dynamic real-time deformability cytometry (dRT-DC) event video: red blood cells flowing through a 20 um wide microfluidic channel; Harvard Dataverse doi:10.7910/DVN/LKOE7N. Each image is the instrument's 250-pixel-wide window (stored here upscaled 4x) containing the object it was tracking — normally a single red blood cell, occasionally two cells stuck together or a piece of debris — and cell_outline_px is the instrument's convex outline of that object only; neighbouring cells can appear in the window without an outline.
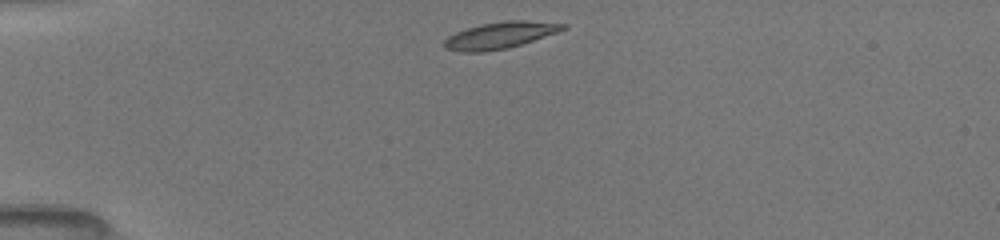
{"species": "common noctule bat (a hibernating species)", "species_latin": "Nyctalus noctula", "temperature_condition": "room temperature", "stored_images_in_passage": 4, "camera_frame_rate_fps": 3000, "um_per_image_px": 0.085, "animal": {"sex": "female", "body_mass_g": 19.5, "forearm_length_mm": 54.1}, "frame": {"image": 1, "passage_image": 1, "time_ms": 0.0, "image_size_px": [1000, 240], "cell_outline_px": [[568, 28], [508, 48], [484, 52], [460, 52], [444, 48], [444, 40], [448, 36], [456, 32], [480, 24], [504, 20], [528, 20], [568, 24]], "centroid_in_image_um": [42.48, 2.99], "position_along_channel_um": 42.5, "area_um2": 18.38}}
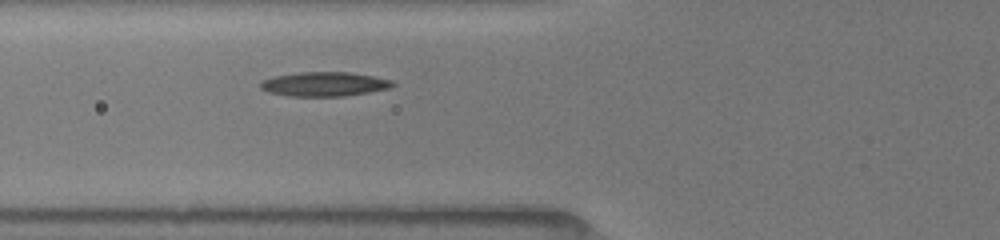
{"frame": {"image": 2, "passage_image": 4, "time_ms": 2.333, "image_size_px": [1000, 240], "cell_outline_px": [[396, 84], [392, 88], [344, 96], [288, 96], [268, 92], [260, 88], [260, 84], [264, 80], [276, 76], [300, 72], [348, 72], [372, 76], [392, 80]], "centroid_in_image_um": [27.59, 7.15], "position_along_channel_um": 98.2, "area_um2": 18.61}}